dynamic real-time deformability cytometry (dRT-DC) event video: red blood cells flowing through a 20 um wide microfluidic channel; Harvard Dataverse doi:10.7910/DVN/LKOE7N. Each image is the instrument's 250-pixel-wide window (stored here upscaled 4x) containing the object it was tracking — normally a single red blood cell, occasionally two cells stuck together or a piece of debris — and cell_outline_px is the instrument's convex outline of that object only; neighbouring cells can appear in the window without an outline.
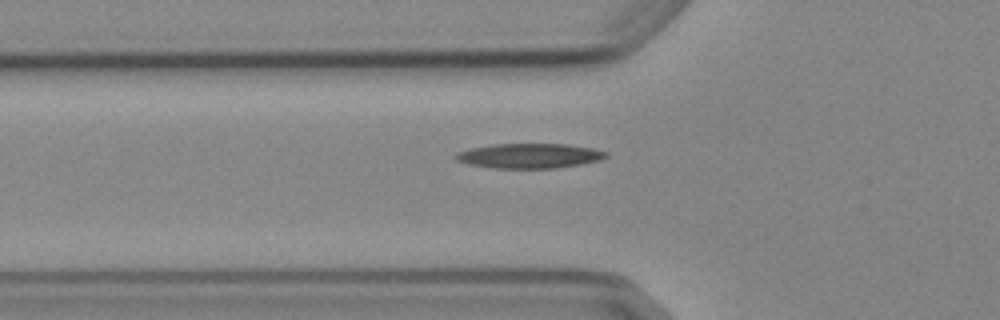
{"species": "Egyptian fruit bat (a non-hibernating species)", "species_latin": "Rousettus aegyptiacus", "temperature_condition": "cold", "stored_images_in_passage": 3, "camera_frame_rate_fps": 3000, "um_per_image_px": 0.085, "animal": {"sex": "female"}, "frame": {"image": 1, "passage_image": 3, "time_ms": 3.333, "image_size_px": [1000, 320], "cell_outline_px": [[608, 156], [600, 160], [580, 164], [556, 168], [492, 168], [468, 164], [456, 160], [452, 156], [456, 152], [472, 148], [492, 144], [568, 144], [592, 148], [608, 152]], "centroid_in_image_um": [44.98, 13.24], "position_along_channel_um": 80.8, "area_um2": 21.79}}